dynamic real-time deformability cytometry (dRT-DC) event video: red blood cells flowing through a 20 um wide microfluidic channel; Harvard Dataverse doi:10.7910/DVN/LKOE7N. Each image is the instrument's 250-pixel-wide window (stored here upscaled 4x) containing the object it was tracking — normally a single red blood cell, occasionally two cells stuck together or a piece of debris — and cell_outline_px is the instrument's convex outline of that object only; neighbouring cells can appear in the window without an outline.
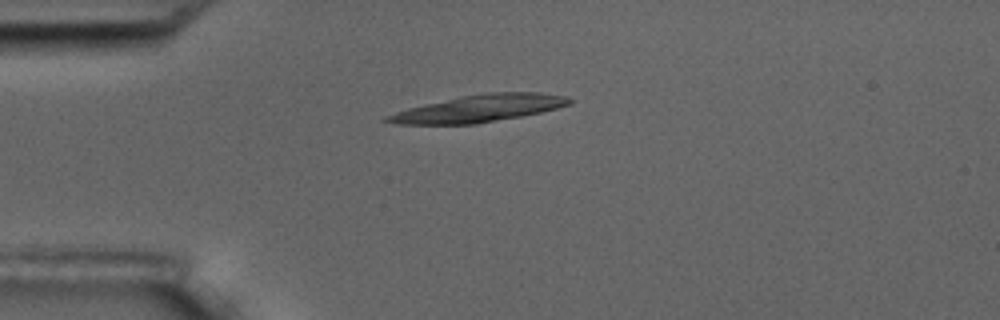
{"species": "common noctule bat (a hibernating species)", "species_latin": "Nyctalus noctula", "temperature_condition": "room temperature", "stored_images_in_passage": 12, "camera_frame_rate_fps": 3000, "um_per_image_px": 0.085, "animal": {"sex": "male", "body_mass_g": 17.5, "forearm_length_mm": 52.3}, "frame": {"image": 1, "passage_image": 1, "time_ms": 0.0, "image_size_px": [1000, 320], "cell_outline_px": [[572, 104], [540, 112], [520, 116], [476, 124], [396, 124], [380, 120], [384, 116], [408, 108], [424, 104], [460, 96], [484, 92], [540, 92], [568, 96], [572, 100]], "centroid_in_image_um": [40.7, 9.21], "position_along_channel_um": 44.3, "area_um2": 28.9}}